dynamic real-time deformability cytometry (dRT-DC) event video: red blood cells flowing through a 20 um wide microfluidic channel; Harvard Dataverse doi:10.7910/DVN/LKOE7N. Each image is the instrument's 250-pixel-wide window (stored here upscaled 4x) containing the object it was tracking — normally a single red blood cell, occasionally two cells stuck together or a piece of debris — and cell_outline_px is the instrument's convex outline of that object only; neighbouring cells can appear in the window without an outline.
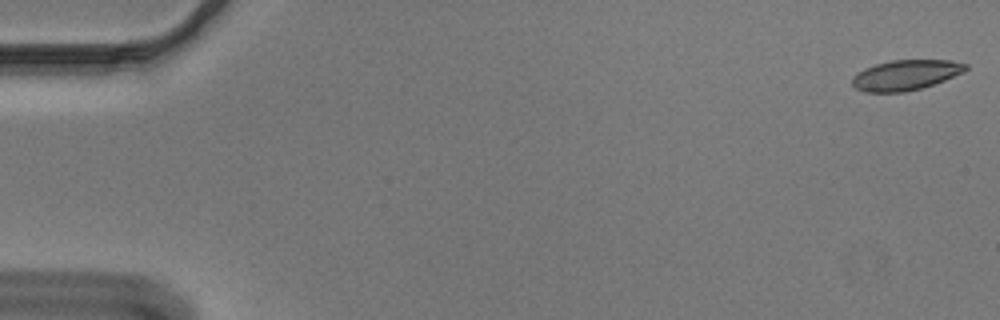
{"species": "Egyptian fruit bat (a non-hibernating species)", "species_latin": "Rousettus aegyptiacus", "temperature_condition": "cold", "stored_images_in_passage": 55, "camera_frame_rate_fps": 3000, "um_per_image_px": 0.085, "animal": {"sex": "male"}, "frame": {"image": 1, "passage_image": 1, "time_ms": 0.0, "image_size_px": [1000, 320], "cell_outline_px": [[968, 68], [964, 72], [944, 80], [920, 88], [904, 92], [864, 92], [856, 88], [852, 84], [852, 76], [864, 68], [876, 64], [892, 60], [948, 60], [968, 64]], "centroid_in_image_um": [76.96, 6.37], "position_along_channel_um": 8.0, "area_um2": 19.88}}
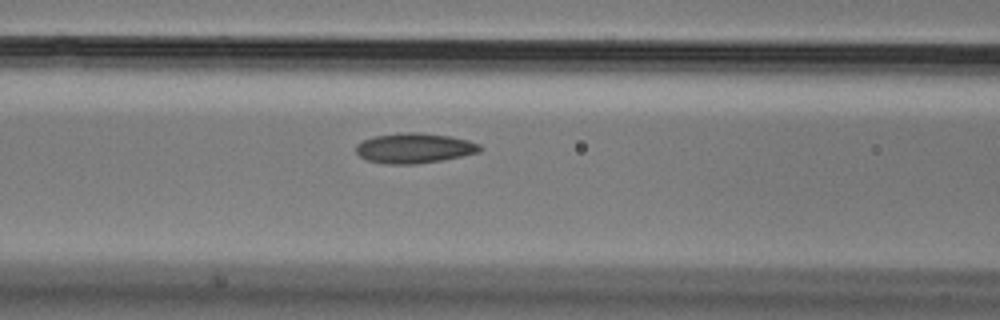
{"frame": {"image": 2, "passage_image": 23, "time_ms": 7.333, "image_size_px": [1000, 320], "cell_outline_px": [[484, 148], [480, 152], [440, 160], [416, 164], [384, 164], [368, 160], [360, 156], [356, 152], [356, 144], [364, 140], [376, 136], [400, 132], [420, 132], [452, 136], [468, 140], [480, 144]], "centroid_in_image_um": [35.24, 12.58], "position_along_channel_um": 131.4, "area_um2": 21.79}}
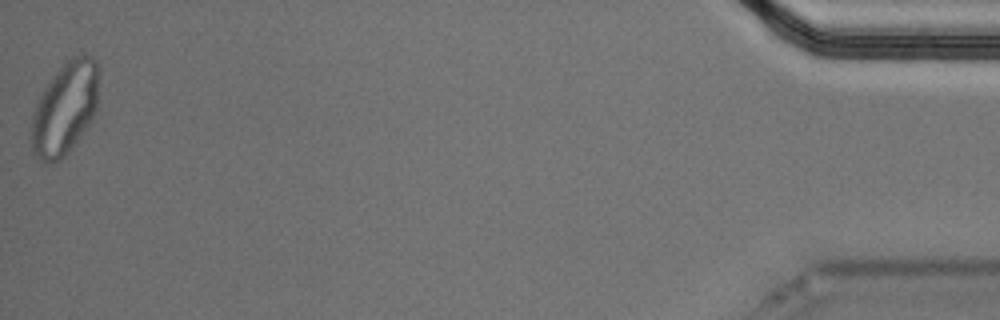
{"frame": {"image": 3, "passage_image": 55, "time_ms": 18.0, "image_size_px": [1000, 320], "cell_outline_px": [[100, 72], [96, 108], [88, 124], [72, 148], [60, 160], [52, 164], [44, 164], [32, 152], [32, 112], [44, 88], [56, 72], [72, 56], [84, 52], [92, 56], [96, 60], [100, 68]], "centroid_in_image_um": [5.54, 9.19], "position_along_channel_um": 429.7, "area_um2": 36.59}, "authors_computed_cell_mechanics": {"area_um2": 21.1548, "velocity_mm_per_s": 3.6498, "shape_relaxation_time_tau1_ms": null, "shape_relaxation_time_tau2_ms": 2.9929, "deformation_change_tau1": null, "deformation_change_tau2": 0.0702}}